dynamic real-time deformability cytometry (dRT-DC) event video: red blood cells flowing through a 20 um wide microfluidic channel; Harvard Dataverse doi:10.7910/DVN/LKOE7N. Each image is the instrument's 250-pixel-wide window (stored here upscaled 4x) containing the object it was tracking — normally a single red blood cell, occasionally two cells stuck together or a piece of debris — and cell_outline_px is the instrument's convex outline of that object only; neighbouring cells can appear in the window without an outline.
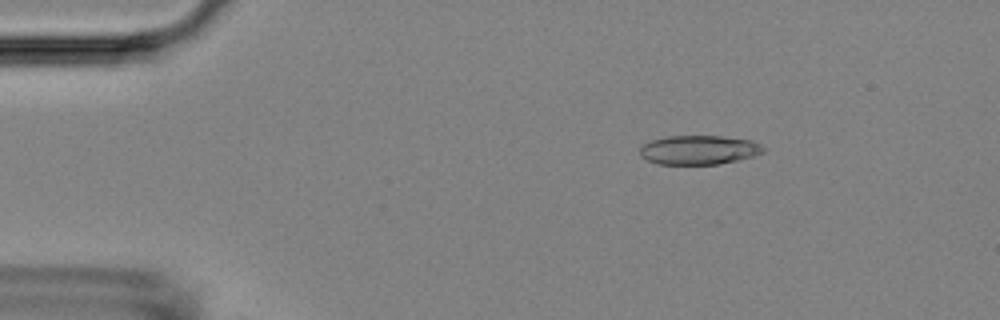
{"species": "Egyptian fruit bat (a non-hibernating species)", "species_latin": "Rousettus aegyptiacus", "temperature_condition": "room temperature", "stored_images_in_passage": 5, "camera_frame_rate_fps": 3000, "um_per_image_px": 0.085, "animal": {"sex": "female"}, "frame": {"image": 1, "passage_image": 3, "time_ms": 0.667, "image_size_px": [1000, 320], "cell_outline_px": [[768, 148], [764, 152], [752, 156], [736, 160], [716, 164], [656, 164], [640, 156], [640, 148], [644, 144], [652, 140], [668, 136], [720, 136], [752, 140]], "centroid_in_image_um": [59.42, 12.74], "position_along_channel_um": 25.6, "area_um2": 20.92}}